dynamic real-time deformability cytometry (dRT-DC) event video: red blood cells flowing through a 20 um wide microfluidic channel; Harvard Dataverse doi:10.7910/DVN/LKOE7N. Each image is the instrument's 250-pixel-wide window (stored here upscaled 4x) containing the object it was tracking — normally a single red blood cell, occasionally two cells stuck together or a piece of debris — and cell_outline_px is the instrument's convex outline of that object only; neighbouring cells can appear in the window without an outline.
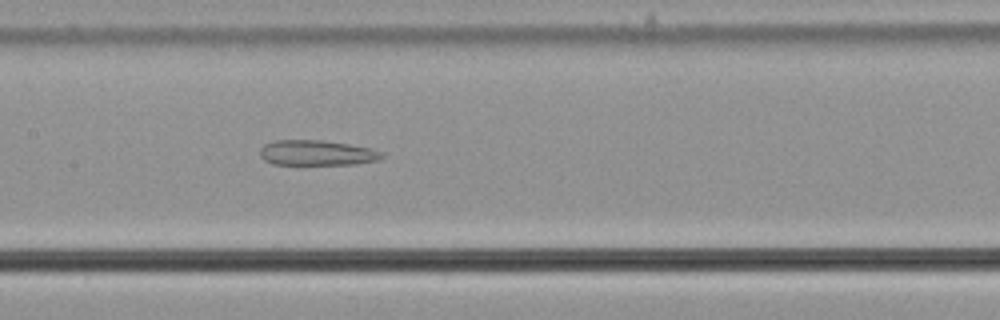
{"species": "common noctule bat (a hibernating species)", "species_latin": "Nyctalus noctula", "temperature_condition": "cold", "stored_images_in_passage": 55, "camera_frame_rate_fps": 3000, "um_per_image_px": 0.085, "animal": {"sex": "male", "body_mass_g": 21.5, "forearm_length_mm": 52.0}, "frame": {"image": 1, "passage_image": 27, "time_ms": 8.667, "image_size_px": [1000, 320], "cell_outline_px": [[384, 156], [376, 160], [356, 164], [272, 164], [264, 160], [260, 156], [260, 148], [264, 144], [276, 140], [320, 140], [348, 144], [368, 148], [380, 152]], "centroid_in_image_um": [26.86, 12.99], "position_along_channel_um": 180.5, "area_um2": 17.69}}
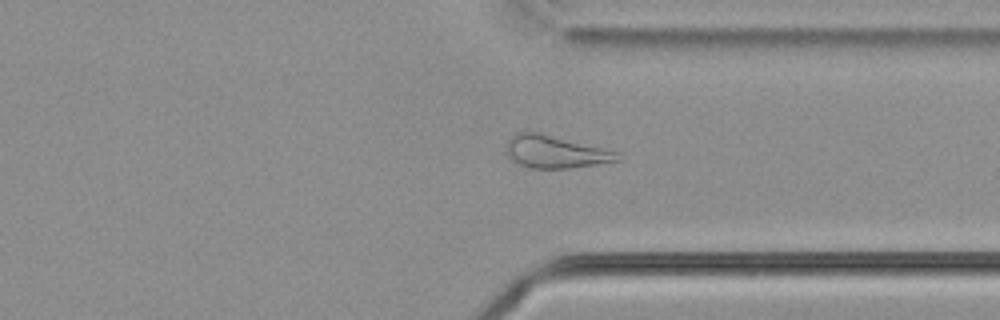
{"frame": {"image": 2, "passage_image": 42, "time_ms": 13.667, "image_size_px": [1000, 320], "cell_outline_px": [[620, 160], [596, 164], [568, 168], [532, 168], [520, 164], [508, 152], [508, 140], [516, 132], [536, 132], [604, 148], [616, 152]], "centroid_in_image_um": [47.22, 12.9], "position_along_channel_um": 364.2, "area_um2": 20.23}}
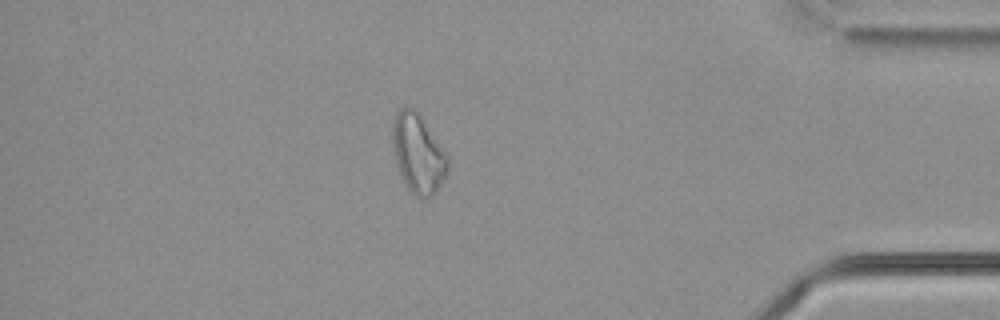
{"frame": {"image": 3, "passage_image": 48, "time_ms": 15.667, "image_size_px": [1000, 320], "cell_outline_px": [[448, 172], [432, 196], [416, 196], [408, 188], [396, 164], [392, 144], [392, 120], [396, 112], [400, 108], [412, 108], [420, 112], [448, 156]], "centroid_in_image_um": [35.53, 12.99], "position_along_channel_um": 399.7, "area_um2": 25.37}, "authors_computed_cell_mechanics": {"area_um2": 25.432, "velocity_mm_per_s": 3.662, "shape_relaxation_time_tau1_ms": null, "shape_relaxation_time_tau2_ms": 8.812, "deformation_change_tau1": null, "deformation_change_tau2": 0.2235}}